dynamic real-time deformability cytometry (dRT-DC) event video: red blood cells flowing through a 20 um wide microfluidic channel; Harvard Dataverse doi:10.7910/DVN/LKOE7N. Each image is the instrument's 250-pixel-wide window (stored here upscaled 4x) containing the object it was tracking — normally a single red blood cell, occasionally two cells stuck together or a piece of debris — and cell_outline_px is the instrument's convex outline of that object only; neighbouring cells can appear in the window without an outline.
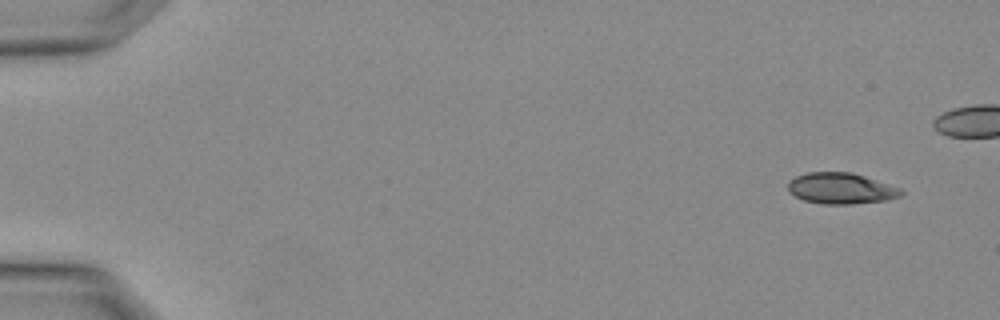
{"species": "Egyptian fruit bat (a non-hibernating species)", "species_latin": "Rousettus aegyptiacus", "temperature_condition": "warm", "stored_images_in_passage": 2, "camera_frame_rate_fps": 3000, "um_per_image_px": 0.085, "animal": {"sex": "female"}, "frame": {"image": 1, "passage_image": 2, "time_ms": 0.333, "image_size_px": [1000, 320], "cell_outline_px": [[904, 192], [900, 196], [888, 200], [852, 204], [824, 204], [804, 200], [788, 192], [788, 180], [796, 176], [808, 172], [852, 172], [900, 188]], "centroid_in_image_um": [71.46, 16.01], "position_along_channel_um": 13.5, "area_um2": 20.46}}